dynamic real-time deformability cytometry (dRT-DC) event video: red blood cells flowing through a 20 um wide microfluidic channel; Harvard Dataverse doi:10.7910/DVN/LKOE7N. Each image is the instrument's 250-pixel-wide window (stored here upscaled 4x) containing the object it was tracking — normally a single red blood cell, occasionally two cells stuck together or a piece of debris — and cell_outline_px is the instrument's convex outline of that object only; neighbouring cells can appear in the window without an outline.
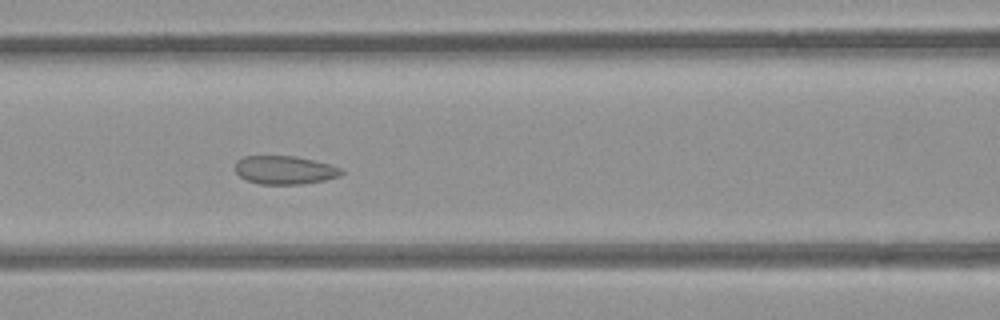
{"species": "common noctule bat (a hibernating species)", "species_latin": "Nyctalus noctula", "temperature_condition": "room temperature", "stored_images_in_passage": 37, "camera_frame_rate_fps": 3000, "um_per_image_px": 0.085, "animal": {"sex": "female", "body_mass_g": 21.9}, "frame": {"image": 1, "passage_image": 6, "time_ms": 1.667, "image_size_px": [1000, 320], "cell_outline_px": [[344, 172], [340, 176], [324, 180], [300, 184], [260, 184], [248, 180], [240, 176], [236, 172], [236, 160], [244, 156], [292, 156], [312, 160], [328, 164], [340, 168]], "centroid_in_image_um": [24.18, 14.45], "position_along_channel_um": 142.4, "area_um2": 17.34}}
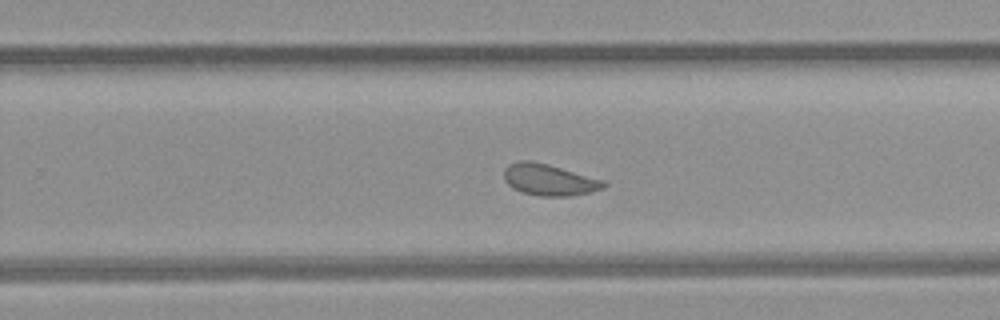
{"frame": {"image": 2, "passage_image": 17, "time_ms": 5.333, "image_size_px": [1000, 320], "cell_outline_px": [[608, 184], [604, 188], [572, 196], [540, 196], [520, 192], [512, 188], [504, 180], [504, 168], [508, 164], [520, 160], [532, 160], [548, 164], [604, 180]], "centroid_in_image_um": [46.65, 15.28], "position_along_channel_um": 283.2, "area_um2": 18.44}}
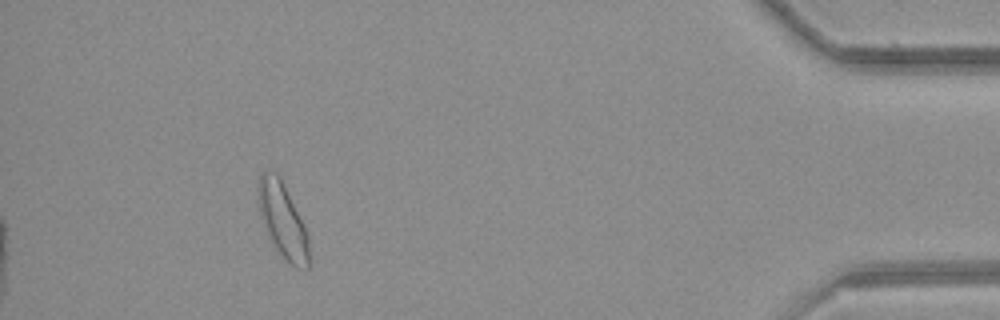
{"frame": {"image": 3, "passage_image": 32, "time_ms": 10.333, "image_size_px": [1000, 320], "cell_outline_px": [[308, 268], [296, 268], [272, 244], [268, 236], [260, 216], [260, 176], [264, 172], [276, 172], [280, 176], [304, 224], [308, 236]], "centroid_in_image_um": [24.05, 18.74], "position_along_channel_um": 411.1, "area_um2": 21.33}}